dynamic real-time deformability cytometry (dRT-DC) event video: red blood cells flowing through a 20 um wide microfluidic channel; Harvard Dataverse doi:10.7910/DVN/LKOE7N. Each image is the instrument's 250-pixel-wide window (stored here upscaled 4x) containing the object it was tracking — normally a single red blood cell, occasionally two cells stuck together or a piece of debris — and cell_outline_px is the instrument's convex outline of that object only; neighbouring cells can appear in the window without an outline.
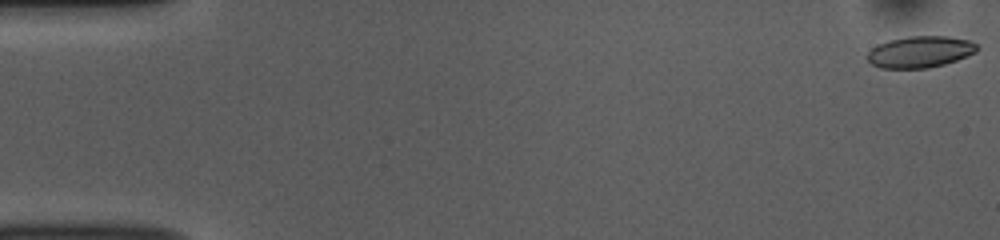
{"species": "common noctule bat (a hibernating species)", "species_latin": "Nyctalus noctula", "temperature_condition": "room temperature", "stored_images_in_passage": 53, "camera_frame_rate_fps": 3000, "um_per_image_px": 0.085, "animal": {"sex": "female", "body_mass_g": 10.0, "forearm_length_mm": 53.1}, "frame": {"image": 1, "passage_image": 1, "time_ms": 0.0, "image_size_px": [1000, 240], "cell_outline_px": [[976, 52], [956, 60], [944, 64], [928, 68], [880, 68], [872, 64], [868, 60], [868, 52], [876, 44], [888, 40], [908, 36], [948, 36], [968, 40], [976, 44]], "centroid_in_image_um": [78.17, 4.4], "position_along_channel_um": 6.8, "area_um2": 20.06}}
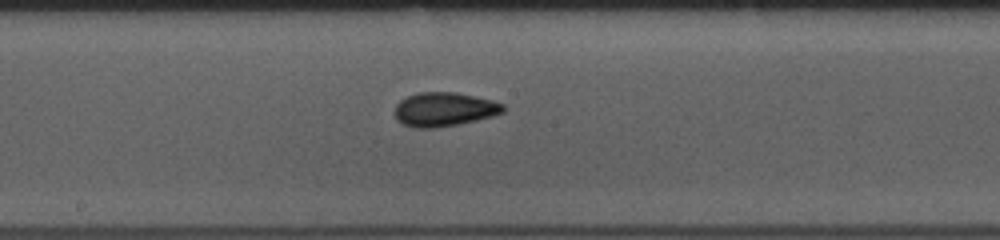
{"frame": {"image": 2, "passage_image": 28, "time_ms": 9.0, "image_size_px": [1000, 240], "cell_outline_px": [[504, 112], [492, 116], [476, 120], [456, 124], [432, 128], [412, 128], [396, 120], [396, 104], [400, 100], [416, 92], [456, 92], [492, 100], [504, 104]], "centroid_in_image_um": [37.74, 9.29], "position_along_channel_um": 210.5, "area_um2": 21.39}}
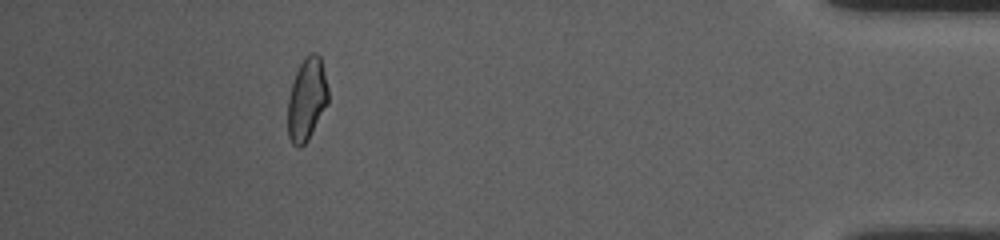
{"frame": {"image": 3, "passage_image": 48, "time_ms": 15.667, "image_size_px": [1000, 240], "cell_outline_px": [[328, 104], [308, 140], [300, 148], [296, 148], [292, 144], [288, 136], [288, 96], [292, 80], [304, 56], [312, 52], [316, 52], [320, 56], [328, 88]], "centroid_in_image_um": [26.07, 8.44], "position_along_channel_um": 409.1, "area_um2": 19.71}, "authors_computed_cell_mechanics": {"area_um2": 20.2878, "velocity_mm_per_s": 3.7987, "shape_relaxation_time_tau1_ms": 3.7498, "shape_relaxation_time_tau2_ms": 2.0052, "deformation_change_tau1": 0.1079, "deformation_change_tau2": 0.072}}